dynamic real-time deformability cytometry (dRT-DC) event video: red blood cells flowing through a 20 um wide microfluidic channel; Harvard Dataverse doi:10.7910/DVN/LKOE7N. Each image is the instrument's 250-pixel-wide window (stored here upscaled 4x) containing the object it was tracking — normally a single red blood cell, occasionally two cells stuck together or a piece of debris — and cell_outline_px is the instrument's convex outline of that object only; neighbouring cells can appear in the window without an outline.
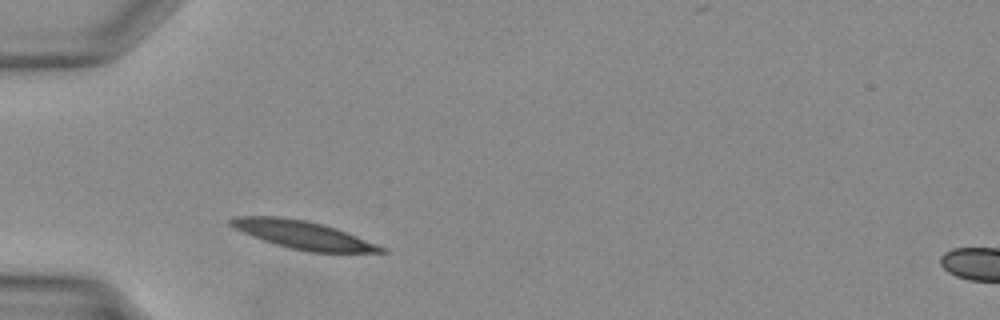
{"species": "Egyptian fruit bat (a non-hibernating species)", "species_latin": "Rousettus aegyptiacus", "temperature_condition": "warm", "stored_images_in_passage": 25, "camera_frame_rate_fps": 3000, "um_per_image_px": 0.085, "animal": {"sex": "female"}, "frame": {"image": 1, "passage_image": 4, "time_ms": 1.0, "image_size_px": [1000, 320], "cell_outline_px": [[388, 252], [308, 252], [276, 244], [252, 236], [228, 224], [228, 220], [232, 216], [280, 216], [308, 220], [336, 228], [376, 244], [384, 248]], "centroid_in_image_um": [25.71, 19.94], "position_along_channel_um": 59.3, "area_um2": 24.22}}